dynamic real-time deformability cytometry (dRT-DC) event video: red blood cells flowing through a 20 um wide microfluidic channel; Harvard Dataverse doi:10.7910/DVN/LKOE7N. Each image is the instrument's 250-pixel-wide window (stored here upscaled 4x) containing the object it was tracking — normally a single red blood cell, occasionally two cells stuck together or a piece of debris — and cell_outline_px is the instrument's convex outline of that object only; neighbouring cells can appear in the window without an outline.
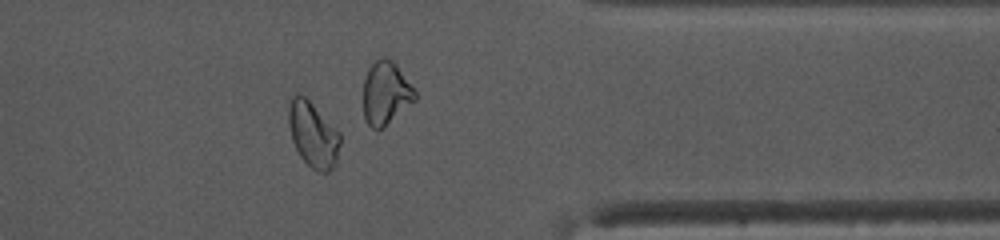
{"species": "common noctule bat (a hibernating species)", "species_latin": "Nyctalus noctula", "temperature_condition": "warm", "stored_images_in_passage": 35, "camera_frame_rate_fps": 3000, "um_per_image_px": 0.085, "animal": {"sex": "female", "body_mass_g": 10.0, "forearm_length_mm": 53.1}, "frame": {"image": 1, "passage_image": 25, "time_ms": 8.0, "image_size_px": [1000, 240], "cell_outline_px": [[340, 144], [336, 164], [328, 172], [316, 172], [300, 156], [292, 140], [288, 124], [288, 108], [292, 96], [296, 92], [304, 96], [340, 132]], "centroid_in_image_um": [26.6, 11.44], "position_along_channel_um": 384.8, "area_um2": 19.65}}